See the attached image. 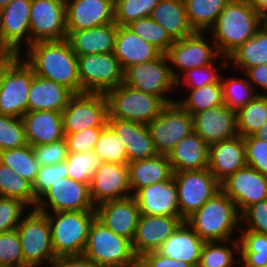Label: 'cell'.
<instances>
[{"mask_svg":"<svg viewBox=\"0 0 267 267\" xmlns=\"http://www.w3.org/2000/svg\"><path fill=\"white\" fill-rule=\"evenodd\" d=\"M26 63L34 74L81 93L77 56L67 39L37 41L28 46Z\"/></svg>","mask_w":267,"mask_h":267,"instance_id":"obj_1","label":"cell"},{"mask_svg":"<svg viewBox=\"0 0 267 267\" xmlns=\"http://www.w3.org/2000/svg\"><path fill=\"white\" fill-rule=\"evenodd\" d=\"M264 20L258 15L248 0H231L221 11L211 30L214 44L225 58L263 26Z\"/></svg>","mask_w":267,"mask_h":267,"instance_id":"obj_2","label":"cell"},{"mask_svg":"<svg viewBox=\"0 0 267 267\" xmlns=\"http://www.w3.org/2000/svg\"><path fill=\"white\" fill-rule=\"evenodd\" d=\"M99 267H136L138 257L130 239L117 235L96 217L92 221L82 254Z\"/></svg>","mask_w":267,"mask_h":267,"instance_id":"obj_3","label":"cell"},{"mask_svg":"<svg viewBox=\"0 0 267 267\" xmlns=\"http://www.w3.org/2000/svg\"><path fill=\"white\" fill-rule=\"evenodd\" d=\"M241 215L222 190L185 221L204 241L227 242Z\"/></svg>","mask_w":267,"mask_h":267,"instance_id":"obj_4","label":"cell"},{"mask_svg":"<svg viewBox=\"0 0 267 267\" xmlns=\"http://www.w3.org/2000/svg\"><path fill=\"white\" fill-rule=\"evenodd\" d=\"M44 213L50 223L52 248L56 257L82 255L95 211H59ZM56 215V216H54Z\"/></svg>","mask_w":267,"mask_h":267,"instance_id":"obj_5","label":"cell"},{"mask_svg":"<svg viewBox=\"0 0 267 267\" xmlns=\"http://www.w3.org/2000/svg\"><path fill=\"white\" fill-rule=\"evenodd\" d=\"M111 118L148 125L166 103L157 96L136 90L124 83L106 93Z\"/></svg>","mask_w":267,"mask_h":267,"instance_id":"obj_6","label":"cell"},{"mask_svg":"<svg viewBox=\"0 0 267 267\" xmlns=\"http://www.w3.org/2000/svg\"><path fill=\"white\" fill-rule=\"evenodd\" d=\"M81 93H104L124 81V70L114 53L77 56Z\"/></svg>","mask_w":267,"mask_h":267,"instance_id":"obj_7","label":"cell"},{"mask_svg":"<svg viewBox=\"0 0 267 267\" xmlns=\"http://www.w3.org/2000/svg\"><path fill=\"white\" fill-rule=\"evenodd\" d=\"M178 194L180 217L185 221L221 191V183L208 169L173 173Z\"/></svg>","mask_w":267,"mask_h":267,"instance_id":"obj_8","label":"cell"},{"mask_svg":"<svg viewBox=\"0 0 267 267\" xmlns=\"http://www.w3.org/2000/svg\"><path fill=\"white\" fill-rule=\"evenodd\" d=\"M165 54L157 59L128 67L124 71L123 83L136 90L160 97L166 104L175 102L163 94L180 83V78L167 64Z\"/></svg>","mask_w":267,"mask_h":267,"instance_id":"obj_9","label":"cell"},{"mask_svg":"<svg viewBox=\"0 0 267 267\" xmlns=\"http://www.w3.org/2000/svg\"><path fill=\"white\" fill-rule=\"evenodd\" d=\"M147 126L157 153L169 155L179 141L193 132V117L175 101L166 104Z\"/></svg>","mask_w":267,"mask_h":267,"instance_id":"obj_10","label":"cell"},{"mask_svg":"<svg viewBox=\"0 0 267 267\" xmlns=\"http://www.w3.org/2000/svg\"><path fill=\"white\" fill-rule=\"evenodd\" d=\"M24 262L38 267L44 260L52 264L57 258L52 248L51 228L47 216L35 208L17 226Z\"/></svg>","mask_w":267,"mask_h":267,"instance_id":"obj_11","label":"cell"},{"mask_svg":"<svg viewBox=\"0 0 267 267\" xmlns=\"http://www.w3.org/2000/svg\"><path fill=\"white\" fill-rule=\"evenodd\" d=\"M108 100L104 93L74 94L62 111L64 134L85 128L104 127L108 119Z\"/></svg>","mask_w":267,"mask_h":267,"instance_id":"obj_12","label":"cell"},{"mask_svg":"<svg viewBox=\"0 0 267 267\" xmlns=\"http://www.w3.org/2000/svg\"><path fill=\"white\" fill-rule=\"evenodd\" d=\"M31 44L67 38L65 0H32Z\"/></svg>","mask_w":267,"mask_h":267,"instance_id":"obj_13","label":"cell"},{"mask_svg":"<svg viewBox=\"0 0 267 267\" xmlns=\"http://www.w3.org/2000/svg\"><path fill=\"white\" fill-rule=\"evenodd\" d=\"M19 59L7 72L0 89V114L22 117L28 111L33 69Z\"/></svg>","mask_w":267,"mask_h":267,"instance_id":"obj_14","label":"cell"},{"mask_svg":"<svg viewBox=\"0 0 267 267\" xmlns=\"http://www.w3.org/2000/svg\"><path fill=\"white\" fill-rule=\"evenodd\" d=\"M221 190L241 214L247 207L267 199V176L246 165L223 180Z\"/></svg>","mask_w":267,"mask_h":267,"instance_id":"obj_15","label":"cell"},{"mask_svg":"<svg viewBox=\"0 0 267 267\" xmlns=\"http://www.w3.org/2000/svg\"><path fill=\"white\" fill-rule=\"evenodd\" d=\"M43 197L48 199L54 212L95 211L96 205L92 202L89 185L69 177L60 178L53 183L37 200L35 209L39 212H46Z\"/></svg>","mask_w":267,"mask_h":267,"instance_id":"obj_16","label":"cell"},{"mask_svg":"<svg viewBox=\"0 0 267 267\" xmlns=\"http://www.w3.org/2000/svg\"><path fill=\"white\" fill-rule=\"evenodd\" d=\"M89 187L94 205L96 201L98 205V203L132 196V194H124L126 191H131L128 164L103 162L93 173Z\"/></svg>","mask_w":267,"mask_h":267,"instance_id":"obj_17","label":"cell"},{"mask_svg":"<svg viewBox=\"0 0 267 267\" xmlns=\"http://www.w3.org/2000/svg\"><path fill=\"white\" fill-rule=\"evenodd\" d=\"M65 3L67 31L88 30L115 22V6L109 0H65Z\"/></svg>","mask_w":267,"mask_h":267,"instance_id":"obj_18","label":"cell"},{"mask_svg":"<svg viewBox=\"0 0 267 267\" xmlns=\"http://www.w3.org/2000/svg\"><path fill=\"white\" fill-rule=\"evenodd\" d=\"M96 218L117 235L133 241L140 210L134 196L106 201L95 206Z\"/></svg>","mask_w":267,"mask_h":267,"instance_id":"obj_19","label":"cell"},{"mask_svg":"<svg viewBox=\"0 0 267 267\" xmlns=\"http://www.w3.org/2000/svg\"><path fill=\"white\" fill-rule=\"evenodd\" d=\"M182 221L180 216L140 215L132 241L136 256L158 251Z\"/></svg>","mask_w":267,"mask_h":267,"instance_id":"obj_20","label":"cell"},{"mask_svg":"<svg viewBox=\"0 0 267 267\" xmlns=\"http://www.w3.org/2000/svg\"><path fill=\"white\" fill-rule=\"evenodd\" d=\"M193 131L208 145L238 135L236 111L225 104L192 115Z\"/></svg>","mask_w":267,"mask_h":267,"instance_id":"obj_21","label":"cell"},{"mask_svg":"<svg viewBox=\"0 0 267 267\" xmlns=\"http://www.w3.org/2000/svg\"><path fill=\"white\" fill-rule=\"evenodd\" d=\"M133 196L138 203L140 215L180 216L174 177L141 188Z\"/></svg>","mask_w":267,"mask_h":267,"instance_id":"obj_22","label":"cell"},{"mask_svg":"<svg viewBox=\"0 0 267 267\" xmlns=\"http://www.w3.org/2000/svg\"><path fill=\"white\" fill-rule=\"evenodd\" d=\"M218 54L219 51L211 48L204 37L202 38V32L175 40L165 53L167 59L184 72L211 65L212 59Z\"/></svg>","mask_w":267,"mask_h":267,"instance_id":"obj_23","label":"cell"},{"mask_svg":"<svg viewBox=\"0 0 267 267\" xmlns=\"http://www.w3.org/2000/svg\"><path fill=\"white\" fill-rule=\"evenodd\" d=\"M31 5L32 0H13L0 10V35L12 52L19 53L20 42L24 36H28L27 41L29 46L31 45Z\"/></svg>","mask_w":267,"mask_h":267,"instance_id":"obj_24","label":"cell"},{"mask_svg":"<svg viewBox=\"0 0 267 267\" xmlns=\"http://www.w3.org/2000/svg\"><path fill=\"white\" fill-rule=\"evenodd\" d=\"M107 124L125 145L128 163L158 155L147 125L111 118L109 115Z\"/></svg>","mask_w":267,"mask_h":267,"instance_id":"obj_25","label":"cell"},{"mask_svg":"<svg viewBox=\"0 0 267 267\" xmlns=\"http://www.w3.org/2000/svg\"><path fill=\"white\" fill-rule=\"evenodd\" d=\"M246 165L244 138L240 135L209 145L208 169L220 183Z\"/></svg>","mask_w":267,"mask_h":267,"instance_id":"obj_26","label":"cell"},{"mask_svg":"<svg viewBox=\"0 0 267 267\" xmlns=\"http://www.w3.org/2000/svg\"><path fill=\"white\" fill-rule=\"evenodd\" d=\"M21 118L27 143L32 147L50 144L65 138L62 112L27 111Z\"/></svg>","mask_w":267,"mask_h":267,"instance_id":"obj_27","label":"cell"},{"mask_svg":"<svg viewBox=\"0 0 267 267\" xmlns=\"http://www.w3.org/2000/svg\"><path fill=\"white\" fill-rule=\"evenodd\" d=\"M113 53L124 71L135 64L153 61L162 54L127 26L119 25Z\"/></svg>","mask_w":267,"mask_h":267,"instance_id":"obj_28","label":"cell"},{"mask_svg":"<svg viewBox=\"0 0 267 267\" xmlns=\"http://www.w3.org/2000/svg\"><path fill=\"white\" fill-rule=\"evenodd\" d=\"M205 241L186 221H182L171 236L162 244L158 252L163 256L183 261L198 267L201 250Z\"/></svg>","mask_w":267,"mask_h":267,"instance_id":"obj_29","label":"cell"},{"mask_svg":"<svg viewBox=\"0 0 267 267\" xmlns=\"http://www.w3.org/2000/svg\"><path fill=\"white\" fill-rule=\"evenodd\" d=\"M74 93L50 79L34 75L28 93V111L62 112Z\"/></svg>","mask_w":267,"mask_h":267,"instance_id":"obj_30","label":"cell"},{"mask_svg":"<svg viewBox=\"0 0 267 267\" xmlns=\"http://www.w3.org/2000/svg\"><path fill=\"white\" fill-rule=\"evenodd\" d=\"M118 25L115 22L81 31H67V40L76 56L113 53Z\"/></svg>","mask_w":267,"mask_h":267,"instance_id":"obj_31","label":"cell"},{"mask_svg":"<svg viewBox=\"0 0 267 267\" xmlns=\"http://www.w3.org/2000/svg\"><path fill=\"white\" fill-rule=\"evenodd\" d=\"M168 158L173 172L202 170L208 168L209 145L193 131L178 142Z\"/></svg>","mask_w":267,"mask_h":267,"instance_id":"obj_32","label":"cell"},{"mask_svg":"<svg viewBox=\"0 0 267 267\" xmlns=\"http://www.w3.org/2000/svg\"><path fill=\"white\" fill-rule=\"evenodd\" d=\"M173 170L168 155H156L128 163L130 189L135 193L144 187L164 182L173 177Z\"/></svg>","mask_w":267,"mask_h":267,"instance_id":"obj_33","label":"cell"},{"mask_svg":"<svg viewBox=\"0 0 267 267\" xmlns=\"http://www.w3.org/2000/svg\"><path fill=\"white\" fill-rule=\"evenodd\" d=\"M149 17L163 26L174 40L195 33L188 21L184 0H159Z\"/></svg>","mask_w":267,"mask_h":267,"instance_id":"obj_34","label":"cell"},{"mask_svg":"<svg viewBox=\"0 0 267 267\" xmlns=\"http://www.w3.org/2000/svg\"><path fill=\"white\" fill-rule=\"evenodd\" d=\"M228 59L242 67L245 72L249 68L267 64V26L263 24L256 34L236 49Z\"/></svg>","mask_w":267,"mask_h":267,"instance_id":"obj_35","label":"cell"},{"mask_svg":"<svg viewBox=\"0 0 267 267\" xmlns=\"http://www.w3.org/2000/svg\"><path fill=\"white\" fill-rule=\"evenodd\" d=\"M231 0H184L188 21L195 32L215 25L218 16ZM211 26V27H210Z\"/></svg>","mask_w":267,"mask_h":267,"instance_id":"obj_36","label":"cell"},{"mask_svg":"<svg viewBox=\"0 0 267 267\" xmlns=\"http://www.w3.org/2000/svg\"><path fill=\"white\" fill-rule=\"evenodd\" d=\"M237 133L241 137L253 135L267 122V95L257 94L236 112Z\"/></svg>","mask_w":267,"mask_h":267,"instance_id":"obj_37","label":"cell"},{"mask_svg":"<svg viewBox=\"0 0 267 267\" xmlns=\"http://www.w3.org/2000/svg\"><path fill=\"white\" fill-rule=\"evenodd\" d=\"M0 163L10 167L13 172L32 184L40 167L36 161L34 149L29 144L0 151Z\"/></svg>","mask_w":267,"mask_h":267,"instance_id":"obj_38","label":"cell"},{"mask_svg":"<svg viewBox=\"0 0 267 267\" xmlns=\"http://www.w3.org/2000/svg\"><path fill=\"white\" fill-rule=\"evenodd\" d=\"M0 196L21 200L29 206L36 207L37 203L32 183L2 163H0Z\"/></svg>","mask_w":267,"mask_h":267,"instance_id":"obj_39","label":"cell"},{"mask_svg":"<svg viewBox=\"0 0 267 267\" xmlns=\"http://www.w3.org/2000/svg\"><path fill=\"white\" fill-rule=\"evenodd\" d=\"M233 242L241 252L245 267H267V235L243 231L242 237Z\"/></svg>","mask_w":267,"mask_h":267,"instance_id":"obj_40","label":"cell"},{"mask_svg":"<svg viewBox=\"0 0 267 267\" xmlns=\"http://www.w3.org/2000/svg\"><path fill=\"white\" fill-rule=\"evenodd\" d=\"M178 103L191 115L223 105V86L221 80L216 84H207L193 89L187 99Z\"/></svg>","mask_w":267,"mask_h":267,"instance_id":"obj_41","label":"cell"},{"mask_svg":"<svg viewBox=\"0 0 267 267\" xmlns=\"http://www.w3.org/2000/svg\"><path fill=\"white\" fill-rule=\"evenodd\" d=\"M134 34L156 47L165 54L175 40L166 29L150 17L140 18L126 25Z\"/></svg>","mask_w":267,"mask_h":267,"instance_id":"obj_42","label":"cell"},{"mask_svg":"<svg viewBox=\"0 0 267 267\" xmlns=\"http://www.w3.org/2000/svg\"><path fill=\"white\" fill-rule=\"evenodd\" d=\"M93 152L98 154L103 162L128 164L126 147L108 124L103 127Z\"/></svg>","mask_w":267,"mask_h":267,"instance_id":"obj_43","label":"cell"},{"mask_svg":"<svg viewBox=\"0 0 267 267\" xmlns=\"http://www.w3.org/2000/svg\"><path fill=\"white\" fill-rule=\"evenodd\" d=\"M64 162L68 168L69 178L90 185L93 173L103 163V160L93 151L86 153L69 152Z\"/></svg>","mask_w":267,"mask_h":267,"instance_id":"obj_44","label":"cell"},{"mask_svg":"<svg viewBox=\"0 0 267 267\" xmlns=\"http://www.w3.org/2000/svg\"><path fill=\"white\" fill-rule=\"evenodd\" d=\"M159 0H121L115 5V23L126 26L140 18L149 17Z\"/></svg>","mask_w":267,"mask_h":267,"instance_id":"obj_45","label":"cell"},{"mask_svg":"<svg viewBox=\"0 0 267 267\" xmlns=\"http://www.w3.org/2000/svg\"><path fill=\"white\" fill-rule=\"evenodd\" d=\"M27 144L22 118L0 114V151Z\"/></svg>","mask_w":267,"mask_h":267,"instance_id":"obj_46","label":"cell"},{"mask_svg":"<svg viewBox=\"0 0 267 267\" xmlns=\"http://www.w3.org/2000/svg\"><path fill=\"white\" fill-rule=\"evenodd\" d=\"M245 79L232 78L224 82L221 80L224 104L236 112L256 96L252 95L251 91L254 90L250 89V82Z\"/></svg>","mask_w":267,"mask_h":267,"instance_id":"obj_47","label":"cell"},{"mask_svg":"<svg viewBox=\"0 0 267 267\" xmlns=\"http://www.w3.org/2000/svg\"><path fill=\"white\" fill-rule=\"evenodd\" d=\"M0 265L28 266L24 262L21 241L16 229L0 233Z\"/></svg>","mask_w":267,"mask_h":267,"instance_id":"obj_48","label":"cell"},{"mask_svg":"<svg viewBox=\"0 0 267 267\" xmlns=\"http://www.w3.org/2000/svg\"><path fill=\"white\" fill-rule=\"evenodd\" d=\"M217 241H205L198 267H232L233 250L227 246H216Z\"/></svg>","mask_w":267,"mask_h":267,"instance_id":"obj_49","label":"cell"},{"mask_svg":"<svg viewBox=\"0 0 267 267\" xmlns=\"http://www.w3.org/2000/svg\"><path fill=\"white\" fill-rule=\"evenodd\" d=\"M68 168L65 162L55 165L40 166L36 178L32 184L35 198L38 200L53 183L60 178L68 177Z\"/></svg>","mask_w":267,"mask_h":267,"instance_id":"obj_50","label":"cell"},{"mask_svg":"<svg viewBox=\"0 0 267 267\" xmlns=\"http://www.w3.org/2000/svg\"><path fill=\"white\" fill-rule=\"evenodd\" d=\"M25 206L21 200L0 196V233L17 229Z\"/></svg>","mask_w":267,"mask_h":267,"instance_id":"obj_51","label":"cell"},{"mask_svg":"<svg viewBox=\"0 0 267 267\" xmlns=\"http://www.w3.org/2000/svg\"><path fill=\"white\" fill-rule=\"evenodd\" d=\"M247 165L267 176V141L253 135L244 137Z\"/></svg>","mask_w":267,"mask_h":267,"instance_id":"obj_52","label":"cell"},{"mask_svg":"<svg viewBox=\"0 0 267 267\" xmlns=\"http://www.w3.org/2000/svg\"><path fill=\"white\" fill-rule=\"evenodd\" d=\"M102 129L103 127H91L76 133L64 134L68 152L86 153L93 151Z\"/></svg>","mask_w":267,"mask_h":267,"instance_id":"obj_53","label":"cell"},{"mask_svg":"<svg viewBox=\"0 0 267 267\" xmlns=\"http://www.w3.org/2000/svg\"><path fill=\"white\" fill-rule=\"evenodd\" d=\"M33 149L39 166L62 163L67 159L69 153L65 138L50 144L33 146Z\"/></svg>","mask_w":267,"mask_h":267,"instance_id":"obj_54","label":"cell"},{"mask_svg":"<svg viewBox=\"0 0 267 267\" xmlns=\"http://www.w3.org/2000/svg\"><path fill=\"white\" fill-rule=\"evenodd\" d=\"M240 215L250 221L248 231L267 235V199L247 207Z\"/></svg>","mask_w":267,"mask_h":267,"instance_id":"obj_55","label":"cell"},{"mask_svg":"<svg viewBox=\"0 0 267 267\" xmlns=\"http://www.w3.org/2000/svg\"><path fill=\"white\" fill-rule=\"evenodd\" d=\"M186 84L191 85L193 89L203 87L207 84H216L221 80L219 74H216L213 65L193 68L185 73ZM194 76V77H193ZM192 79V80H191ZM192 81V82H191Z\"/></svg>","mask_w":267,"mask_h":267,"instance_id":"obj_56","label":"cell"},{"mask_svg":"<svg viewBox=\"0 0 267 267\" xmlns=\"http://www.w3.org/2000/svg\"><path fill=\"white\" fill-rule=\"evenodd\" d=\"M139 267H193L189 263L163 256L158 251L148 252L138 258Z\"/></svg>","mask_w":267,"mask_h":267,"instance_id":"obj_57","label":"cell"},{"mask_svg":"<svg viewBox=\"0 0 267 267\" xmlns=\"http://www.w3.org/2000/svg\"><path fill=\"white\" fill-rule=\"evenodd\" d=\"M51 265L52 267H99L83 255L57 257Z\"/></svg>","mask_w":267,"mask_h":267,"instance_id":"obj_58","label":"cell"},{"mask_svg":"<svg viewBox=\"0 0 267 267\" xmlns=\"http://www.w3.org/2000/svg\"><path fill=\"white\" fill-rule=\"evenodd\" d=\"M245 73L250 77V83L253 82L251 85L256 83L267 92V64L249 68Z\"/></svg>","mask_w":267,"mask_h":267,"instance_id":"obj_59","label":"cell"},{"mask_svg":"<svg viewBox=\"0 0 267 267\" xmlns=\"http://www.w3.org/2000/svg\"><path fill=\"white\" fill-rule=\"evenodd\" d=\"M20 53L13 52L7 57L0 59V89L3 84L6 72L19 60Z\"/></svg>","mask_w":267,"mask_h":267,"instance_id":"obj_60","label":"cell"},{"mask_svg":"<svg viewBox=\"0 0 267 267\" xmlns=\"http://www.w3.org/2000/svg\"><path fill=\"white\" fill-rule=\"evenodd\" d=\"M258 15L265 21L267 19V0H248Z\"/></svg>","mask_w":267,"mask_h":267,"instance_id":"obj_61","label":"cell"},{"mask_svg":"<svg viewBox=\"0 0 267 267\" xmlns=\"http://www.w3.org/2000/svg\"><path fill=\"white\" fill-rule=\"evenodd\" d=\"M254 137L267 141V122H265L262 127H260L254 134Z\"/></svg>","mask_w":267,"mask_h":267,"instance_id":"obj_62","label":"cell"},{"mask_svg":"<svg viewBox=\"0 0 267 267\" xmlns=\"http://www.w3.org/2000/svg\"><path fill=\"white\" fill-rule=\"evenodd\" d=\"M13 52L6 46L3 42L1 35H0V59L7 57L8 55L12 54Z\"/></svg>","mask_w":267,"mask_h":267,"instance_id":"obj_63","label":"cell"},{"mask_svg":"<svg viewBox=\"0 0 267 267\" xmlns=\"http://www.w3.org/2000/svg\"><path fill=\"white\" fill-rule=\"evenodd\" d=\"M13 0H0V10L8 6Z\"/></svg>","mask_w":267,"mask_h":267,"instance_id":"obj_64","label":"cell"},{"mask_svg":"<svg viewBox=\"0 0 267 267\" xmlns=\"http://www.w3.org/2000/svg\"><path fill=\"white\" fill-rule=\"evenodd\" d=\"M114 6L117 5L121 0H109Z\"/></svg>","mask_w":267,"mask_h":267,"instance_id":"obj_65","label":"cell"},{"mask_svg":"<svg viewBox=\"0 0 267 267\" xmlns=\"http://www.w3.org/2000/svg\"><path fill=\"white\" fill-rule=\"evenodd\" d=\"M0 267H31V266H9V265H0Z\"/></svg>","mask_w":267,"mask_h":267,"instance_id":"obj_66","label":"cell"}]
</instances>
